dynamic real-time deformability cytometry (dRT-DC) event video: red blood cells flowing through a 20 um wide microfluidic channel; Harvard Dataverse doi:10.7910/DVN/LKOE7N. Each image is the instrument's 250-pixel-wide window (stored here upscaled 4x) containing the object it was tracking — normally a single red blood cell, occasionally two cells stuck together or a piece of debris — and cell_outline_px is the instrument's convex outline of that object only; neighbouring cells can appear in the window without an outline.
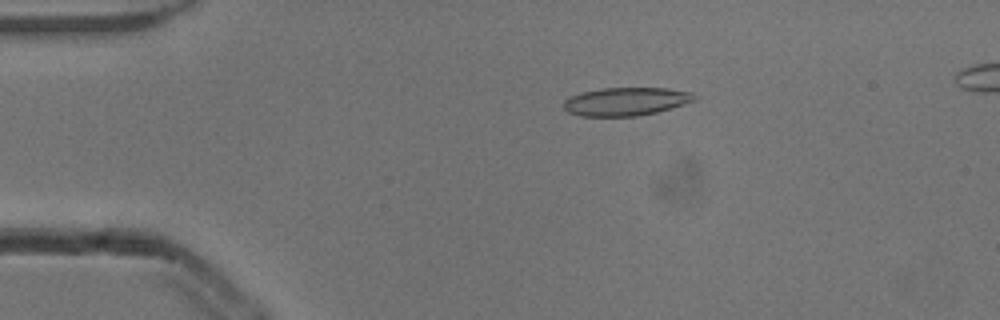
{"species": "common noctule bat (a hibernating species)", "species_latin": "Nyctalus noctula", "temperature_condition": "cold", "stored_images_in_passage": 52, "camera_frame_rate_fps": 3000, "um_per_image_px": 0.085, "animal": {"sex": "male", "body_mass_g": 13.3}, "frame": {"image": 1, "passage_image": 10, "time_ms": 3.0, "image_size_px": [1000, 320], "cell_outline_px": [[696, 100], [684, 104], [656, 112], [636, 116], [580, 116], [568, 112], [564, 108], [564, 100], [572, 96], [584, 92], [600, 88], [664, 88], [692, 92], [696, 96]], "centroid_in_image_um": [53.21, 8.63], "position_along_channel_um": 31.8, "area_um2": 21.33}}
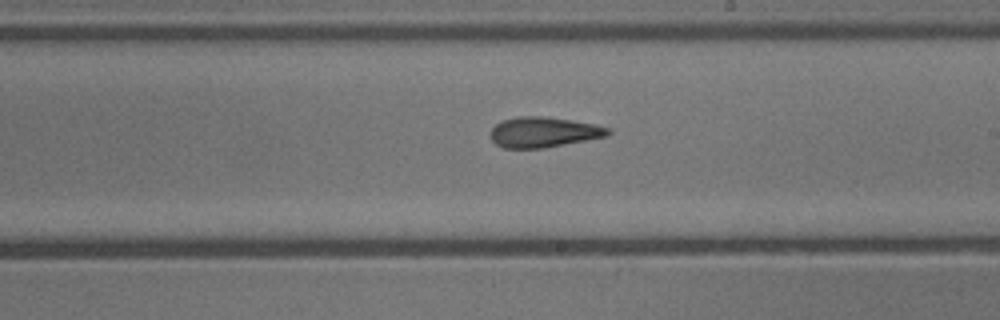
{"frame": {"image": 2, "passage_image": 30, "time_ms": 9.667, "image_size_px": [1000, 320], "cell_outline_px": [[612, 132], [608, 136], [544, 148], [504, 148], [496, 144], [492, 140], [492, 128], [496, 124], [504, 120], [516, 116], [544, 116], [572, 120], [596, 124], [612, 128]], "centroid_in_image_um": [46.27, 11.23], "position_along_channel_um": 242.7, "area_um2": 20.87}}
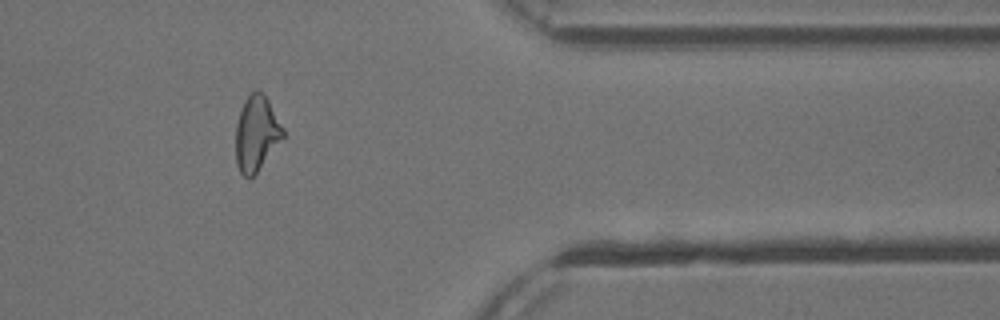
{"frame": {"image": 3, "passage_image": 43, "time_ms": 14.0, "image_size_px": [1000, 320], "cell_outline_px": [[284, 136], [256, 172], [248, 180], [240, 172], [236, 164], [236, 124], [244, 100], [256, 88], [268, 100], [284, 128]], "centroid_in_image_um": [21.78, 11.34], "position_along_channel_um": 389.6, "area_um2": 20.4}, "authors_computed_cell_mechanics": {"area_um2": 21.1259, "velocity_mm_per_s": 3.8724, "shape_relaxation_time_tau1_ms": 10.8549, "shape_relaxation_time_tau2_ms": 1.454, "deformation_change_tau1": 0.2569, "deformation_change_tau2": 0.1026}}